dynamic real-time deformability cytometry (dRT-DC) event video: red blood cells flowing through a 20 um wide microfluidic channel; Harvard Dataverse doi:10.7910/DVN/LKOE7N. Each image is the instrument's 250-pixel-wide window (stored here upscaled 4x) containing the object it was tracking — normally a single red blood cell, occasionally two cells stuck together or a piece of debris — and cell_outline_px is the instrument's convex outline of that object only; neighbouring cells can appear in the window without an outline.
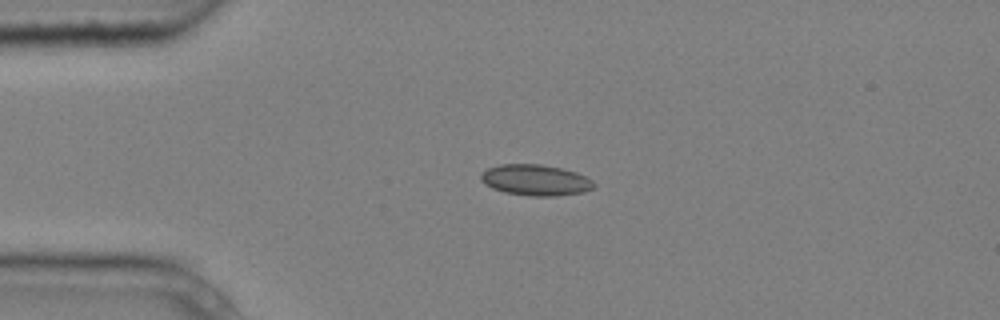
{"species": "common noctule bat (a hibernating species)", "species_latin": "Nyctalus noctula", "temperature_condition": "cold", "stored_images_in_passage": 4, "camera_frame_rate_fps": 3000, "um_per_image_px": 0.085, "animal": {"sex": "male", "body_mass_g": 20.4}, "frame": {"image": 1, "passage_image": 3, "time_ms": 0.667, "image_size_px": [1000, 320], "cell_outline_px": [[596, 184], [592, 188], [584, 192], [556, 196], [532, 196], [504, 192], [492, 188], [484, 184], [480, 180], [480, 176], [488, 168], [500, 164], [540, 164], [560, 168], [576, 172], [592, 180]], "centroid_in_image_um": [45.51, 15.31], "position_along_channel_um": 39.5, "area_um2": 20.35}}